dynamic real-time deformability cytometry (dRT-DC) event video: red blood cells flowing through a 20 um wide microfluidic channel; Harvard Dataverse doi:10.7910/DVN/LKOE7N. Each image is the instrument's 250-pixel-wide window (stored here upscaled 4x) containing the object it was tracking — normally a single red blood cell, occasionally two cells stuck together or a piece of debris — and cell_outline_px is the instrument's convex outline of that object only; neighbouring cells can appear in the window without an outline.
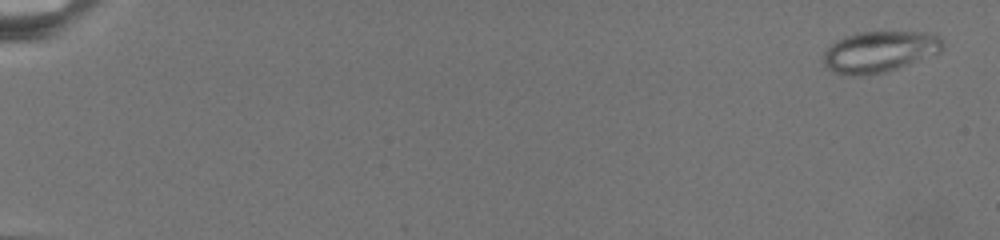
{"species": "common noctule bat (a hibernating species)", "species_latin": "Nyctalus noctula", "temperature_condition": "warm", "stored_images_in_passage": 27, "camera_frame_rate_fps": 3000, "um_per_image_px": 0.085, "animal": {"sex": "female", "body_mass_g": 19.5, "forearm_length_mm": 54.1}, "frame": {"image": 1, "passage_image": 2, "time_ms": 0.333, "image_size_px": [1000, 240], "cell_outline_px": [[944, 48], [940, 52], [896, 68], [884, 72], [860, 76], [832, 72], [820, 60], [824, 52], [836, 40], [844, 36], [860, 32], [936, 32], [944, 40]], "centroid_in_image_um": [74.77, 4.37], "position_along_channel_um": 10.2, "area_um2": 28.73}}
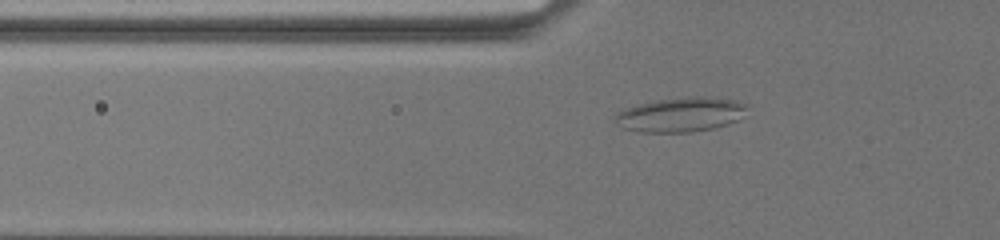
{"frame": {"image": 2, "passage_image": 22, "time_ms": 9.0, "image_size_px": [1000, 240], "cell_outline_px": [[748, 104], [744, 116], [728, 124], [712, 128], [692, 132], [640, 132], [620, 128], [612, 116], [616, 112], [636, 104], [684, 96], [708, 96], [732, 100]], "centroid_in_image_um": [57.82, 9.74], "position_along_channel_um": 68.0, "area_um2": 26.82}}
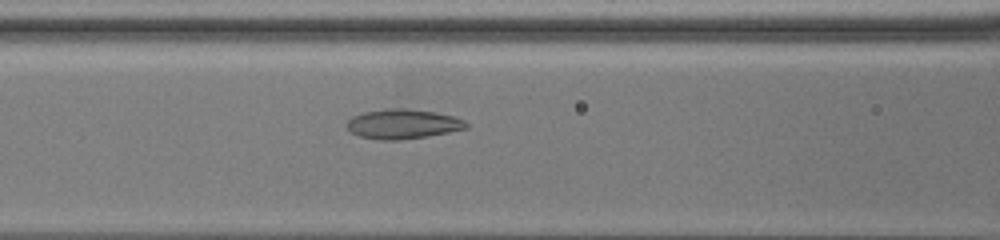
{"frame": {"image": 3, "passage_image": 27, "time_ms": 11.333, "image_size_px": [1000, 240], "cell_outline_px": [[468, 128], [428, 136], [400, 140], [380, 140], [360, 136], [348, 132], [344, 124], [352, 116], [364, 112], [384, 108], [408, 108], [436, 112], [452, 116], [464, 120], [468, 124]], "centroid_in_image_um": [34.19, 10.53], "position_along_channel_um": 132.4, "area_um2": 20.92}}